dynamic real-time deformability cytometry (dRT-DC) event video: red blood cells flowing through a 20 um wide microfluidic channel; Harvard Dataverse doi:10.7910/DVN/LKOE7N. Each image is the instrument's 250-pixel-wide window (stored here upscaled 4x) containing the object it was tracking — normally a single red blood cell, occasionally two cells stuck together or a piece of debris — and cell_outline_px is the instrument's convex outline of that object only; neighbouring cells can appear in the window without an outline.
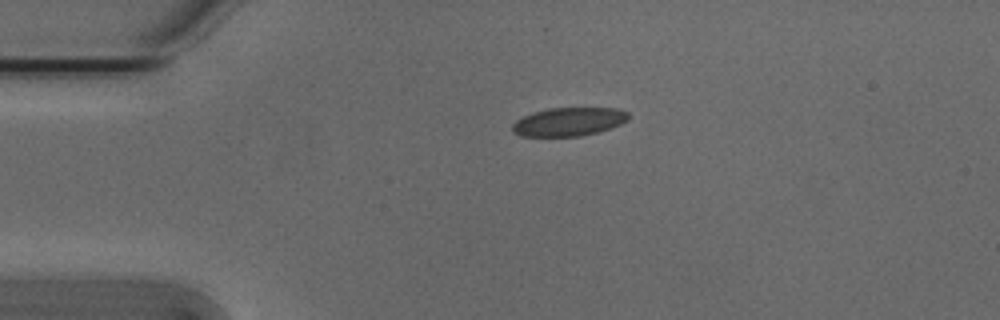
{"species": "Egyptian fruit bat (a non-hibernating species)", "species_latin": "Rousettus aegyptiacus", "temperature_condition": "cold", "stored_images_in_passage": 43, "camera_frame_rate_fps": 3000, "um_per_image_px": 0.085, "animal": {"sex": "male"}, "frame": {"image": 1, "passage_image": 1, "time_ms": 0.0, "image_size_px": [1000, 320], "cell_outline_px": [[628, 120], [620, 124], [596, 132], [580, 136], [524, 136], [512, 132], [512, 124], [516, 120], [532, 112], [548, 108], [616, 108], [628, 112]], "centroid_in_image_um": [48.32, 10.34], "position_along_channel_um": 36.7, "area_um2": 19.13}}
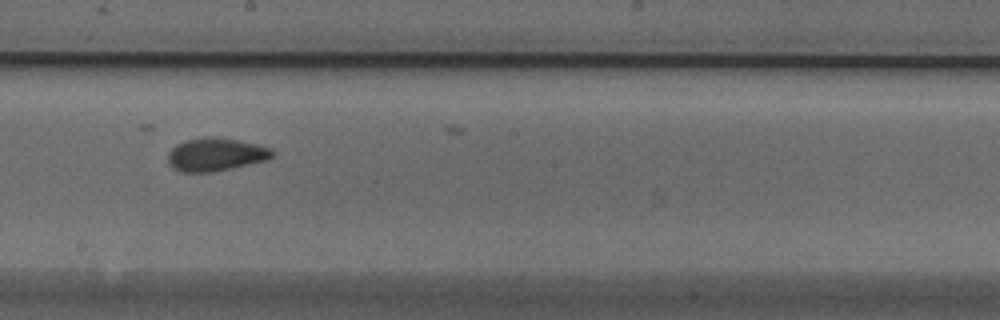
{"frame": {"image": 2, "passage_image": 19, "time_ms": 6.0, "image_size_px": [1000, 320], "cell_outline_px": [[276, 152], [268, 160], [232, 168], [212, 172], [180, 172], [172, 168], [168, 164], [168, 152], [176, 144], [184, 140], [204, 136], [220, 136], [260, 144], [272, 148]], "centroid_in_image_um": [18.35, 13.11], "position_along_channel_um": 229.8, "area_um2": 20.75}}
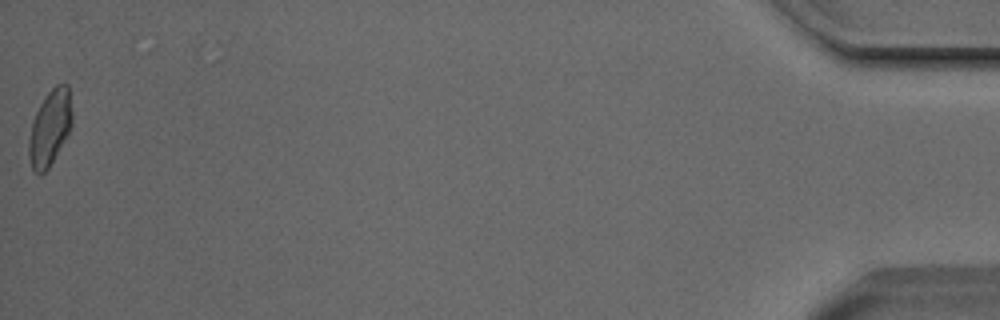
{"frame": {"image": 3, "passage_image": 43, "time_ms": 14.0, "image_size_px": [1000, 320], "cell_outline_px": [[72, 124], [68, 132], [48, 168], [40, 176], [32, 168], [28, 156], [28, 140], [32, 120], [44, 96], [56, 84], [68, 84], [72, 112]], "centroid_in_image_um": [4.22, 10.84], "position_along_channel_um": 431.0, "area_um2": 18.9}, "authors_computed_cell_mechanics": {"area_um2": 19.3052, "velocity_mm_per_s": 3.8005, "shape_relaxation_time_tau1_ms": 7.6507, "shape_relaxation_time_tau2_ms": 1.4367, "deformation_change_tau1": 0.145, "deformation_change_tau2": 0.0502}}